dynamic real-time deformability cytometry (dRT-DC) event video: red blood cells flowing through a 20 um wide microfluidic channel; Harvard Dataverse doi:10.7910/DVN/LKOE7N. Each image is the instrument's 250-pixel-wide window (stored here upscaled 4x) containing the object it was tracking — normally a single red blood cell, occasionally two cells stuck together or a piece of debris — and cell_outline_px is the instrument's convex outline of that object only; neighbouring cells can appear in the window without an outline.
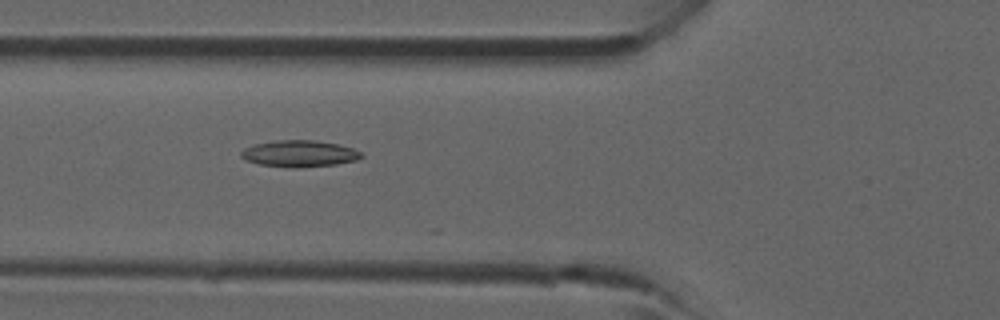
{"species": "common noctule bat (a hibernating species)", "species_latin": "Nyctalus noctula", "temperature_condition": "room temperature", "stored_images_in_passage": 5, "camera_frame_rate_fps": 3000, "um_per_image_px": 0.085, "animal": {"sex": "male", "forearm_length_mm": 52.5}, "frame": {"image": 1, "passage_image": 5, "time_ms": 4.667, "image_size_px": [1000, 320], "cell_outline_px": [[364, 156], [356, 160], [336, 164], [300, 168], [296, 168], [260, 164], [244, 160], [240, 156], [240, 152], [244, 148], [256, 144], [276, 140], [312, 140], [336, 144], [352, 148], [360, 152]], "centroid_in_image_um": [25.42, 13.06], "position_along_channel_um": 100.4, "area_um2": 18.5}}